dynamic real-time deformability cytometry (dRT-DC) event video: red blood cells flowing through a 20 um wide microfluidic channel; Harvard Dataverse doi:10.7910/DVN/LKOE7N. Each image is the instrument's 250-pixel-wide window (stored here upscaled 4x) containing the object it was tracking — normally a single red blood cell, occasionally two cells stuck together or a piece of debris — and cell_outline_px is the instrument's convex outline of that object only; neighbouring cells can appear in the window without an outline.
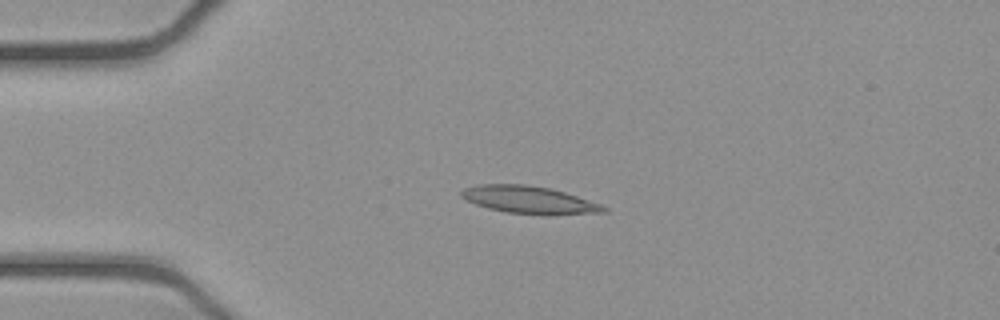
{"species": "common noctule bat (a hibernating species)", "species_latin": "Nyctalus noctula", "temperature_condition": "cold", "stored_images_in_passage": 41, "camera_frame_rate_fps": 3000, "um_per_image_px": 0.085, "animal": {"sex": "female", "body_mass_g": 21.9}, "frame": {"image": 1, "passage_image": 1, "time_ms": 0.0, "image_size_px": [1000, 320], "cell_outline_px": [[608, 212], [548, 216], [508, 212], [488, 208], [476, 204], [460, 196], [460, 192], [464, 188], [480, 184], [524, 184], [552, 188], [600, 204], [608, 208]], "centroid_in_image_um": [45.02, 17.0], "position_along_channel_um": 40.0, "area_um2": 22.95}}
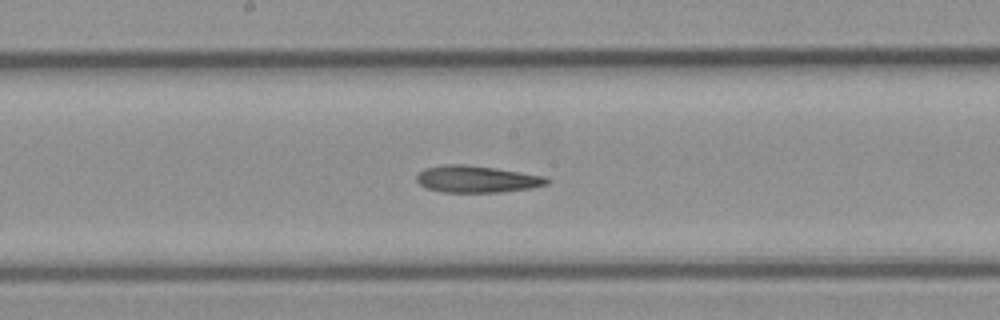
{"frame": {"image": 2, "passage_image": 16, "time_ms": 5.0, "image_size_px": [1000, 320], "cell_outline_px": [[548, 184], [532, 188], [500, 192], [444, 192], [428, 188], [420, 184], [416, 180], [416, 176], [424, 168], [444, 164], [464, 164], [520, 172], [544, 176], [548, 180]], "centroid_in_image_um": [40.5, 15.22], "position_along_channel_um": 207.7, "area_um2": 20.17}}
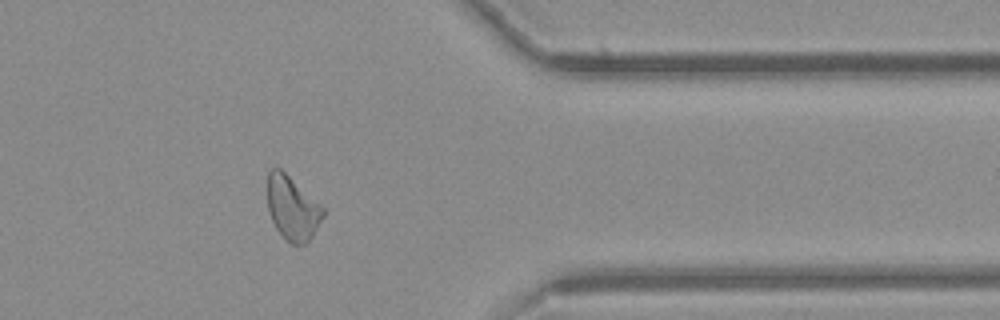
{"frame": {"image": 3, "passage_image": 31, "time_ms": 10.0, "image_size_px": [1000, 320], "cell_outline_px": [[324, 216], [308, 244], [292, 244], [276, 228], [272, 220], [268, 208], [268, 172], [272, 168], [280, 168], [324, 208]], "centroid_in_image_um": [24.86, 17.7], "position_along_channel_um": 386.5, "area_um2": 20.35}, "authors_computed_cell_mechanics": {"area_um2": 21.0392, "velocity_mm_per_s": 3.9092, "shape_relaxation_time_tau1_ms": null, "shape_relaxation_time_tau2_ms": 8.1538, "deformation_change_tau1": null, "deformation_change_tau2": 0.2177}}